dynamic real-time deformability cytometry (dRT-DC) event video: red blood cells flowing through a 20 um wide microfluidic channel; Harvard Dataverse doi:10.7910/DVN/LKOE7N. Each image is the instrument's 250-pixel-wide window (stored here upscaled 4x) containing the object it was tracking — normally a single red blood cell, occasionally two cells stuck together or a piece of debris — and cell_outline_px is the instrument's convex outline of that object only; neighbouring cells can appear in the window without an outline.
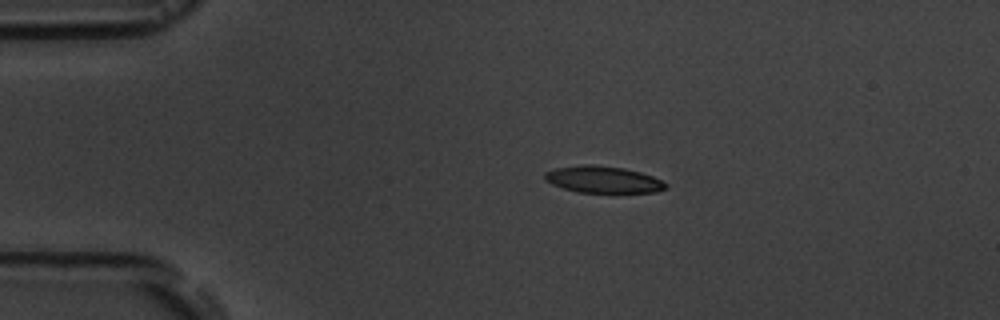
{"species": "common noctule bat (a hibernating species)", "species_latin": "Nyctalus noctula", "temperature_condition": "room temperature", "stored_images_in_passage": 3, "camera_frame_rate_fps": 3000, "um_per_image_px": 0.085, "animal": {"sex": "male", "body_mass_g": 19.5, "forearm_length_mm": 54.6}, "frame": {"image": 1, "passage_image": 1, "time_ms": 0.0, "image_size_px": [1000, 320], "cell_outline_px": [[668, 188], [656, 192], [576, 192], [552, 184], [544, 180], [544, 172], [556, 168], [584, 164], [596, 164], [624, 168], [640, 172], [652, 176], [668, 184]], "centroid_in_image_um": [51.25, 15.25], "position_along_channel_um": 33.7, "area_um2": 18.9}}
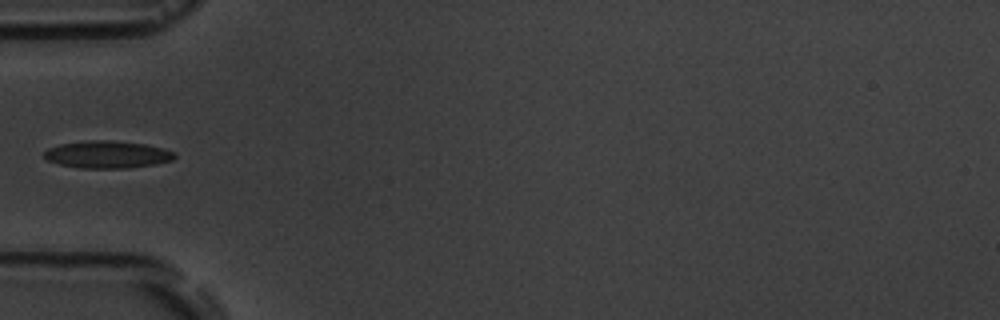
{"frame": {"image": 2, "passage_image": 3, "time_ms": 2.333, "image_size_px": [1000, 320], "cell_outline_px": [[176, 156], [172, 160], [156, 164], [128, 168], [80, 168], [60, 164], [48, 160], [44, 156], [44, 152], [48, 148], [60, 144], [92, 140], [104, 140], [144, 144], [176, 152]], "centroid_in_image_um": [9.13, 13.14], "position_along_channel_um": 75.9, "area_um2": 20.52}}